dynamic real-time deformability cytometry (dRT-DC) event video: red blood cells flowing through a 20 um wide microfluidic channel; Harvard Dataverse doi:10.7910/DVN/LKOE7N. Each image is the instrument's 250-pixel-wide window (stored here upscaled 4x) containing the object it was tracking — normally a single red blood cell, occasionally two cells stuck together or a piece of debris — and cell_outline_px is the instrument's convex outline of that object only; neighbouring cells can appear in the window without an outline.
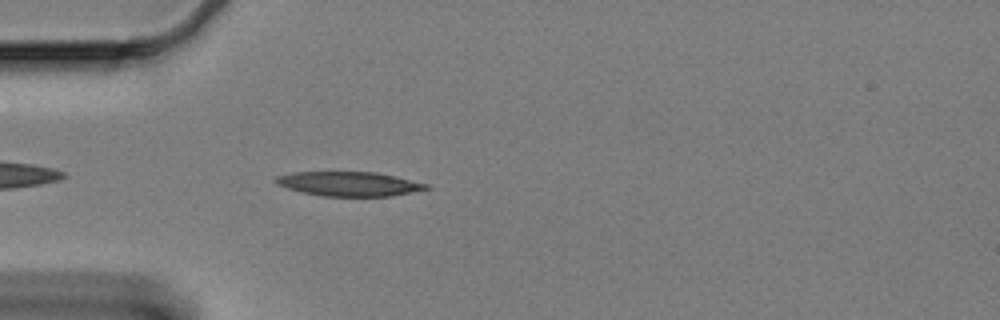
{"species": "Egyptian fruit bat (a non-hibernating species)", "species_latin": "Rousettus aegyptiacus", "temperature_condition": "cold", "stored_images_in_passage": 39, "camera_frame_rate_fps": 3000, "um_per_image_px": 0.085, "animal": {"sex": "female"}, "frame": {"image": 1, "passage_image": 1, "time_ms": 0.0, "image_size_px": [1000, 320], "cell_outline_px": [[432, 188], [388, 196], [324, 196], [300, 192], [276, 184], [272, 180], [276, 176], [292, 172], [376, 172], [428, 184]], "centroid_in_image_um": [29.61, 15.62], "position_along_channel_um": 55.4, "area_um2": 21.27}}
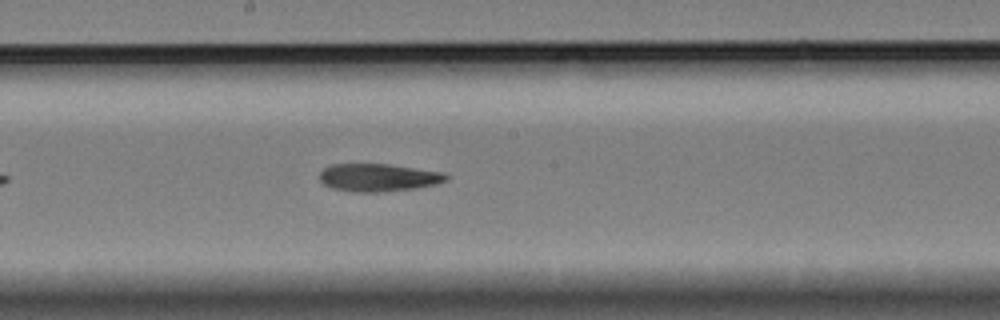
{"frame": {"image": 2, "passage_image": 16, "time_ms": 5.0, "image_size_px": [1000, 320], "cell_outline_px": [[448, 180], [436, 184], [412, 188], [380, 192], [352, 192], [332, 188], [324, 184], [320, 180], [320, 172], [324, 168], [332, 164], [388, 164], [444, 172], [448, 176]], "centroid_in_image_um": [32.15, 15.09], "position_along_channel_um": 216.1, "area_um2": 20.4}}
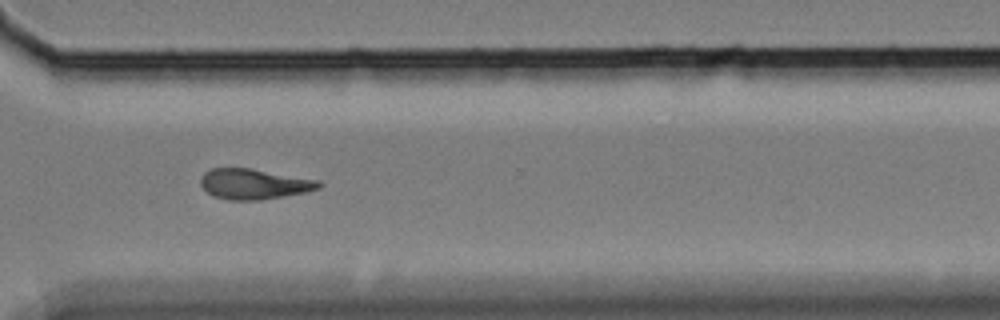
{"frame": {"image": 3, "passage_image": 28, "time_ms": 9.0, "image_size_px": [1000, 320], "cell_outline_px": [[324, 184], [320, 188], [308, 192], [260, 200], [228, 200], [212, 196], [200, 184], [200, 180], [204, 172], [212, 168], [252, 168], [320, 180]], "centroid_in_image_um": [21.63, 15.64], "position_along_channel_um": 349.0, "area_um2": 21.21}, "authors_computed_cell_mechanics": {"area_um2": 20.808, "velocity_mm_per_s": 3.3274, "shape_relaxation_time_tau1_ms": 7.0885, "shape_relaxation_time_tau2_ms": null, "deformation_change_tau1": 0.1722, "deformation_change_tau2": null}}